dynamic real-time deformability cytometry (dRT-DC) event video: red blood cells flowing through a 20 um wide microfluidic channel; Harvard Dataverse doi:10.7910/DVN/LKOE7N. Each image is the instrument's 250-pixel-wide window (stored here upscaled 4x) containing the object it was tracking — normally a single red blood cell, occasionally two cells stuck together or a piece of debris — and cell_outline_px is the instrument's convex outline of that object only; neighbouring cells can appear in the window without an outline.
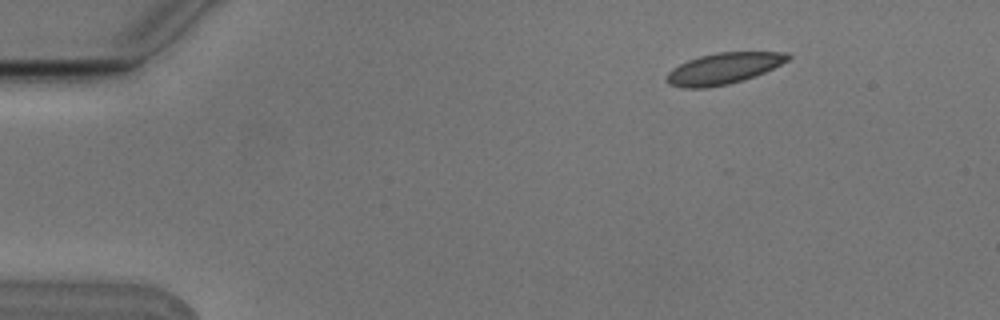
{"species": "Egyptian fruit bat (a non-hibernating species)", "species_latin": "Rousettus aegyptiacus", "temperature_condition": "cold", "stored_images_in_passage": 4, "camera_frame_rate_fps": 3000, "um_per_image_px": 0.085, "animal": {"sex": "male"}, "frame": {"image": 1, "passage_image": 1, "time_ms": 0.0, "image_size_px": [1000, 320], "cell_outline_px": [[792, 56], [788, 60], [756, 76], [744, 80], [728, 84], [708, 88], [680, 88], [668, 84], [664, 80], [668, 72], [672, 68], [688, 60], [700, 56], [716, 52], [788, 52]], "centroid_in_image_um": [61.46, 5.83], "position_along_channel_um": 23.5, "area_um2": 22.2}}